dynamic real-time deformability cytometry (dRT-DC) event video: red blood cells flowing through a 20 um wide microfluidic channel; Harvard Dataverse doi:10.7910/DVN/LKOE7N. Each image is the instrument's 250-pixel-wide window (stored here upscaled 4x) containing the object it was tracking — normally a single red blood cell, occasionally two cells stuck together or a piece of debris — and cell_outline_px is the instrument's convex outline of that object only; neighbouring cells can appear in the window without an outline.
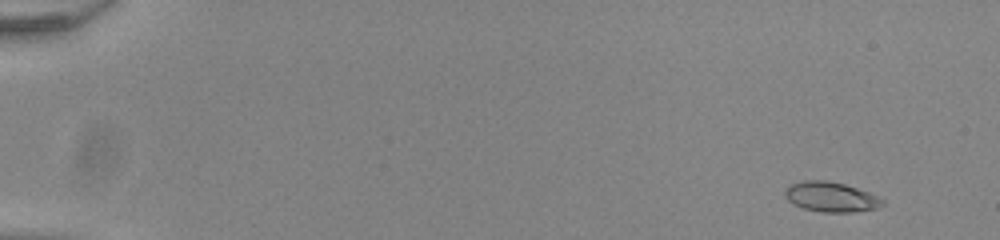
{"species": "common noctule bat (a hibernating species)", "species_latin": "Nyctalus noctula", "temperature_condition": "room temperature", "stored_images_in_passage": 50, "camera_frame_rate_fps": 3000, "um_per_image_px": 0.085, "animal": {"sex": "male", "body_mass_g": 20.0, "forearm_length_mm": 53.3}, "frame": {"image": 1, "passage_image": 3, "time_ms": 0.667, "image_size_px": [1000, 240], "cell_outline_px": [[884, 204], [876, 208], [852, 212], [820, 212], [804, 208], [788, 200], [784, 196], [784, 192], [792, 184], [804, 180], [824, 180], [844, 184], [880, 196], [884, 200]], "centroid_in_image_um": [70.66, 16.74], "position_along_channel_um": 14.3, "area_um2": 16.82}}
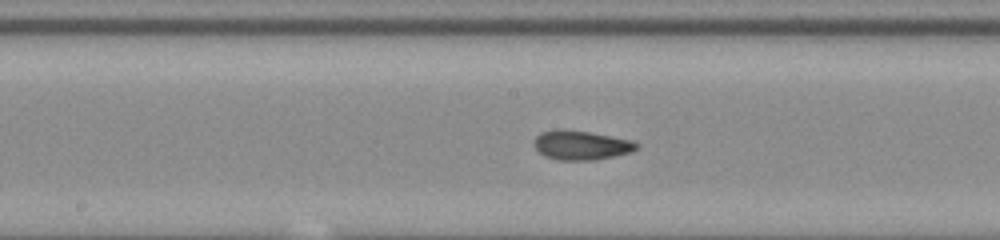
{"frame": {"image": 2, "passage_image": 29, "time_ms": 9.333, "image_size_px": [1000, 240], "cell_outline_px": [[640, 148], [632, 152], [592, 160], [560, 160], [544, 156], [532, 144], [532, 140], [540, 132], [556, 128], [564, 128], [588, 132], [632, 140], [640, 144]], "centroid_in_image_um": [49.37, 12.32], "position_along_channel_um": 198.8, "area_um2": 17.74}}
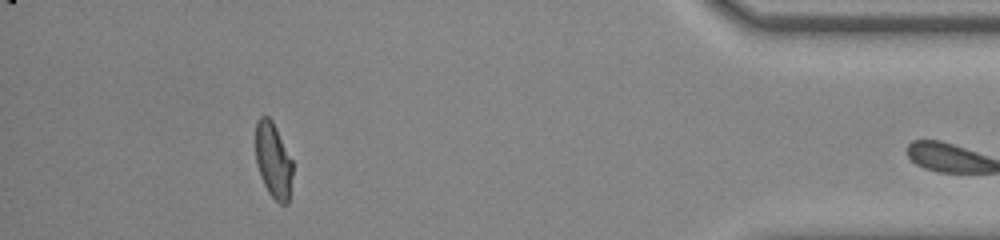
{"frame": {"image": 3, "passage_image": 49, "time_ms": 16.0, "image_size_px": [1000, 240], "cell_outline_px": [[292, 176], [288, 204], [280, 204], [268, 192], [260, 176], [256, 164], [256, 120], [260, 116], [268, 116], [272, 120], [292, 160]], "centroid_in_image_um": [23.22, 13.63], "position_along_channel_um": 412.0, "area_um2": 16.24}}